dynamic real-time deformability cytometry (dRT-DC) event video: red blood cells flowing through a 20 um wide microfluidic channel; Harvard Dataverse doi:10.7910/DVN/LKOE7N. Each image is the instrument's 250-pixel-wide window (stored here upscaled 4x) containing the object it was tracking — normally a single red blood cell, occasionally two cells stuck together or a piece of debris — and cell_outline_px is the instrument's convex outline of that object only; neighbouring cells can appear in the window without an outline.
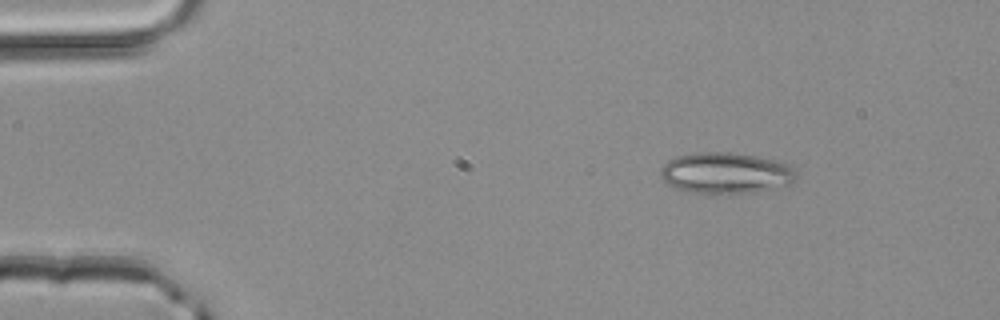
{"species": "common noctule bat (a hibernating species)", "species_latin": "Nyctalus noctula", "temperature_condition": "room temperature", "stored_images_in_passage": 2, "camera_frame_rate_fps": 3000, "um_per_image_px": 0.085, "animal": {"sex": "male", "body_mass_g": 20.4}, "frame": {"image": 1, "passage_image": 1, "time_ms": 0.0, "image_size_px": [1000, 320], "cell_outline_px": [[796, 180], [792, 184], [756, 192], [728, 196], [712, 196], [692, 192], [676, 188], [668, 184], [660, 176], [660, 168], [668, 160], [676, 156], [692, 152], [728, 152], [756, 156], [792, 164], [796, 172]], "centroid_in_image_um": [61.7, 14.74], "position_along_channel_um": 23.3, "area_um2": 33.64}}